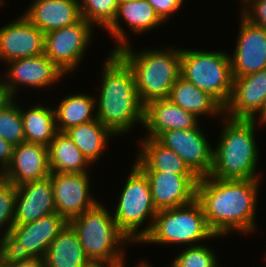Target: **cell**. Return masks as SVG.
<instances>
[{
    "instance_id": "obj_1",
    "label": "cell",
    "mask_w": 266,
    "mask_h": 267,
    "mask_svg": "<svg viewBox=\"0 0 266 267\" xmlns=\"http://www.w3.org/2000/svg\"><path fill=\"white\" fill-rule=\"evenodd\" d=\"M260 179L221 180L199 177L196 200L201 204L210 230L225 236L234 230L255 232V216Z\"/></svg>"
},
{
    "instance_id": "obj_2",
    "label": "cell",
    "mask_w": 266,
    "mask_h": 267,
    "mask_svg": "<svg viewBox=\"0 0 266 267\" xmlns=\"http://www.w3.org/2000/svg\"><path fill=\"white\" fill-rule=\"evenodd\" d=\"M102 69V86L96 98L97 119L114 135L128 133L136 122L143 125L144 105L132 68L117 52L111 51Z\"/></svg>"
},
{
    "instance_id": "obj_3",
    "label": "cell",
    "mask_w": 266,
    "mask_h": 267,
    "mask_svg": "<svg viewBox=\"0 0 266 267\" xmlns=\"http://www.w3.org/2000/svg\"><path fill=\"white\" fill-rule=\"evenodd\" d=\"M224 117V128L213 152V166L209 176L221 180L260 179L256 172L259 152L254 137L255 126L262 125L261 120Z\"/></svg>"
},
{
    "instance_id": "obj_4",
    "label": "cell",
    "mask_w": 266,
    "mask_h": 267,
    "mask_svg": "<svg viewBox=\"0 0 266 267\" xmlns=\"http://www.w3.org/2000/svg\"><path fill=\"white\" fill-rule=\"evenodd\" d=\"M130 44L117 53L132 68L141 103L168 98L171 88L181 76V49L133 51Z\"/></svg>"
},
{
    "instance_id": "obj_5",
    "label": "cell",
    "mask_w": 266,
    "mask_h": 267,
    "mask_svg": "<svg viewBox=\"0 0 266 267\" xmlns=\"http://www.w3.org/2000/svg\"><path fill=\"white\" fill-rule=\"evenodd\" d=\"M107 210L99 202L69 223L76 230L90 260L121 261L126 253L124 247L130 240L119 230L113 214Z\"/></svg>"
},
{
    "instance_id": "obj_6",
    "label": "cell",
    "mask_w": 266,
    "mask_h": 267,
    "mask_svg": "<svg viewBox=\"0 0 266 267\" xmlns=\"http://www.w3.org/2000/svg\"><path fill=\"white\" fill-rule=\"evenodd\" d=\"M214 237L221 236L210 230L202 206L195 199L184 206L158 211L151 230L139 243L185 244L189 247Z\"/></svg>"
},
{
    "instance_id": "obj_7",
    "label": "cell",
    "mask_w": 266,
    "mask_h": 267,
    "mask_svg": "<svg viewBox=\"0 0 266 267\" xmlns=\"http://www.w3.org/2000/svg\"><path fill=\"white\" fill-rule=\"evenodd\" d=\"M131 169L113 217L117 227L130 243H139L151 230L158 211L152 201L147 176L135 163ZM147 217L152 223L142 229L141 225H144Z\"/></svg>"
},
{
    "instance_id": "obj_8",
    "label": "cell",
    "mask_w": 266,
    "mask_h": 267,
    "mask_svg": "<svg viewBox=\"0 0 266 267\" xmlns=\"http://www.w3.org/2000/svg\"><path fill=\"white\" fill-rule=\"evenodd\" d=\"M181 76L209 93L223 107L232 91L230 55L225 51L181 49Z\"/></svg>"
},
{
    "instance_id": "obj_9",
    "label": "cell",
    "mask_w": 266,
    "mask_h": 267,
    "mask_svg": "<svg viewBox=\"0 0 266 267\" xmlns=\"http://www.w3.org/2000/svg\"><path fill=\"white\" fill-rule=\"evenodd\" d=\"M68 222L57 212L22 225H13L5 239V253L14 257L44 258L48 247Z\"/></svg>"
},
{
    "instance_id": "obj_10",
    "label": "cell",
    "mask_w": 266,
    "mask_h": 267,
    "mask_svg": "<svg viewBox=\"0 0 266 267\" xmlns=\"http://www.w3.org/2000/svg\"><path fill=\"white\" fill-rule=\"evenodd\" d=\"M93 25L78 22L45 34L44 54L66 75L76 69L91 43Z\"/></svg>"
},
{
    "instance_id": "obj_11",
    "label": "cell",
    "mask_w": 266,
    "mask_h": 267,
    "mask_svg": "<svg viewBox=\"0 0 266 267\" xmlns=\"http://www.w3.org/2000/svg\"><path fill=\"white\" fill-rule=\"evenodd\" d=\"M156 139L173 150L198 177L210 174L214 149L200 125L192 129L164 131Z\"/></svg>"
},
{
    "instance_id": "obj_12",
    "label": "cell",
    "mask_w": 266,
    "mask_h": 267,
    "mask_svg": "<svg viewBox=\"0 0 266 267\" xmlns=\"http://www.w3.org/2000/svg\"><path fill=\"white\" fill-rule=\"evenodd\" d=\"M56 212L67 222L99 201L90 193L89 173H50Z\"/></svg>"
},
{
    "instance_id": "obj_13",
    "label": "cell",
    "mask_w": 266,
    "mask_h": 267,
    "mask_svg": "<svg viewBox=\"0 0 266 267\" xmlns=\"http://www.w3.org/2000/svg\"><path fill=\"white\" fill-rule=\"evenodd\" d=\"M224 115L232 119H257L258 116L259 120L266 115V69L233 77Z\"/></svg>"
},
{
    "instance_id": "obj_14",
    "label": "cell",
    "mask_w": 266,
    "mask_h": 267,
    "mask_svg": "<svg viewBox=\"0 0 266 267\" xmlns=\"http://www.w3.org/2000/svg\"><path fill=\"white\" fill-rule=\"evenodd\" d=\"M236 47L231 59L232 77L246 76L266 69V29L242 14Z\"/></svg>"
},
{
    "instance_id": "obj_15",
    "label": "cell",
    "mask_w": 266,
    "mask_h": 267,
    "mask_svg": "<svg viewBox=\"0 0 266 267\" xmlns=\"http://www.w3.org/2000/svg\"><path fill=\"white\" fill-rule=\"evenodd\" d=\"M147 176L152 201L157 211L180 207L196 199V174L143 171Z\"/></svg>"
},
{
    "instance_id": "obj_16",
    "label": "cell",
    "mask_w": 266,
    "mask_h": 267,
    "mask_svg": "<svg viewBox=\"0 0 266 267\" xmlns=\"http://www.w3.org/2000/svg\"><path fill=\"white\" fill-rule=\"evenodd\" d=\"M17 18L0 28V60L6 63L44 54L45 34L23 14Z\"/></svg>"
},
{
    "instance_id": "obj_17",
    "label": "cell",
    "mask_w": 266,
    "mask_h": 267,
    "mask_svg": "<svg viewBox=\"0 0 266 267\" xmlns=\"http://www.w3.org/2000/svg\"><path fill=\"white\" fill-rule=\"evenodd\" d=\"M5 65H9L5 82L16 99L19 85L41 89L55 84L65 75L45 54L14 59Z\"/></svg>"
},
{
    "instance_id": "obj_18",
    "label": "cell",
    "mask_w": 266,
    "mask_h": 267,
    "mask_svg": "<svg viewBox=\"0 0 266 267\" xmlns=\"http://www.w3.org/2000/svg\"><path fill=\"white\" fill-rule=\"evenodd\" d=\"M56 212L50 176L16 186L14 225L33 222Z\"/></svg>"
},
{
    "instance_id": "obj_19",
    "label": "cell",
    "mask_w": 266,
    "mask_h": 267,
    "mask_svg": "<svg viewBox=\"0 0 266 267\" xmlns=\"http://www.w3.org/2000/svg\"><path fill=\"white\" fill-rule=\"evenodd\" d=\"M50 173L48 147L24 142L14 146L12 161L0 176L18 186L44 179Z\"/></svg>"
},
{
    "instance_id": "obj_20",
    "label": "cell",
    "mask_w": 266,
    "mask_h": 267,
    "mask_svg": "<svg viewBox=\"0 0 266 267\" xmlns=\"http://www.w3.org/2000/svg\"><path fill=\"white\" fill-rule=\"evenodd\" d=\"M124 20L129 30L134 33H145L159 24H164L147 0H129L119 3L113 22L105 29L115 38L116 46L113 52L128 45L127 32L121 27L120 20Z\"/></svg>"
},
{
    "instance_id": "obj_21",
    "label": "cell",
    "mask_w": 266,
    "mask_h": 267,
    "mask_svg": "<svg viewBox=\"0 0 266 267\" xmlns=\"http://www.w3.org/2000/svg\"><path fill=\"white\" fill-rule=\"evenodd\" d=\"M198 119L168 98L150 101L144 106L143 127L148 130L145 137L157 138L164 131L195 128Z\"/></svg>"
},
{
    "instance_id": "obj_22",
    "label": "cell",
    "mask_w": 266,
    "mask_h": 267,
    "mask_svg": "<svg viewBox=\"0 0 266 267\" xmlns=\"http://www.w3.org/2000/svg\"><path fill=\"white\" fill-rule=\"evenodd\" d=\"M24 16L44 34L82 18L78 0H34Z\"/></svg>"
},
{
    "instance_id": "obj_23",
    "label": "cell",
    "mask_w": 266,
    "mask_h": 267,
    "mask_svg": "<svg viewBox=\"0 0 266 267\" xmlns=\"http://www.w3.org/2000/svg\"><path fill=\"white\" fill-rule=\"evenodd\" d=\"M140 147L134 163L142 171L195 174L173 150L162 145L156 138H143Z\"/></svg>"
},
{
    "instance_id": "obj_24",
    "label": "cell",
    "mask_w": 266,
    "mask_h": 267,
    "mask_svg": "<svg viewBox=\"0 0 266 267\" xmlns=\"http://www.w3.org/2000/svg\"><path fill=\"white\" fill-rule=\"evenodd\" d=\"M43 259L45 267H84L90 261L69 222L53 239Z\"/></svg>"
},
{
    "instance_id": "obj_25",
    "label": "cell",
    "mask_w": 266,
    "mask_h": 267,
    "mask_svg": "<svg viewBox=\"0 0 266 267\" xmlns=\"http://www.w3.org/2000/svg\"><path fill=\"white\" fill-rule=\"evenodd\" d=\"M168 99L197 118L201 115L215 118L224 114V107L213 96L182 76L172 86Z\"/></svg>"
},
{
    "instance_id": "obj_26",
    "label": "cell",
    "mask_w": 266,
    "mask_h": 267,
    "mask_svg": "<svg viewBox=\"0 0 266 267\" xmlns=\"http://www.w3.org/2000/svg\"><path fill=\"white\" fill-rule=\"evenodd\" d=\"M48 157L51 173H88L87 166L92 165L65 132L51 141Z\"/></svg>"
},
{
    "instance_id": "obj_27",
    "label": "cell",
    "mask_w": 266,
    "mask_h": 267,
    "mask_svg": "<svg viewBox=\"0 0 266 267\" xmlns=\"http://www.w3.org/2000/svg\"><path fill=\"white\" fill-rule=\"evenodd\" d=\"M20 112L25 142L48 147L58 133L54 108L36 104L26 111L20 108Z\"/></svg>"
},
{
    "instance_id": "obj_28",
    "label": "cell",
    "mask_w": 266,
    "mask_h": 267,
    "mask_svg": "<svg viewBox=\"0 0 266 267\" xmlns=\"http://www.w3.org/2000/svg\"><path fill=\"white\" fill-rule=\"evenodd\" d=\"M54 109L58 132H65L71 127L85 124L97 119L96 97L89 94H73L63 97Z\"/></svg>"
},
{
    "instance_id": "obj_29",
    "label": "cell",
    "mask_w": 266,
    "mask_h": 267,
    "mask_svg": "<svg viewBox=\"0 0 266 267\" xmlns=\"http://www.w3.org/2000/svg\"><path fill=\"white\" fill-rule=\"evenodd\" d=\"M65 133L91 164L99 160L109 136L114 135L98 119L71 127Z\"/></svg>"
},
{
    "instance_id": "obj_30",
    "label": "cell",
    "mask_w": 266,
    "mask_h": 267,
    "mask_svg": "<svg viewBox=\"0 0 266 267\" xmlns=\"http://www.w3.org/2000/svg\"><path fill=\"white\" fill-rule=\"evenodd\" d=\"M117 6L116 0H81V17L93 26L97 24L106 29L115 18Z\"/></svg>"
},
{
    "instance_id": "obj_31",
    "label": "cell",
    "mask_w": 266,
    "mask_h": 267,
    "mask_svg": "<svg viewBox=\"0 0 266 267\" xmlns=\"http://www.w3.org/2000/svg\"><path fill=\"white\" fill-rule=\"evenodd\" d=\"M15 202L16 186L0 176V230L4 229L0 238V254L5 251V239L14 225Z\"/></svg>"
},
{
    "instance_id": "obj_32",
    "label": "cell",
    "mask_w": 266,
    "mask_h": 267,
    "mask_svg": "<svg viewBox=\"0 0 266 267\" xmlns=\"http://www.w3.org/2000/svg\"><path fill=\"white\" fill-rule=\"evenodd\" d=\"M13 100L0 110V137L14 146L25 142L20 107Z\"/></svg>"
},
{
    "instance_id": "obj_33",
    "label": "cell",
    "mask_w": 266,
    "mask_h": 267,
    "mask_svg": "<svg viewBox=\"0 0 266 267\" xmlns=\"http://www.w3.org/2000/svg\"><path fill=\"white\" fill-rule=\"evenodd\" d=\"M169 267H219L215 252L204 244L183 248Z\"/></svg>"
},
{
    "instance_id": "obj_34",
    "label": "cell",
    "mask_w": 266,
    "mask_h": 267,
    "mask_svg": "<svg viewBox=\"0 0 266 267\" xmlns=\"http://www.w3.org/2000/svg\"><path fill=\"white\" fill-rule=\"evenodd\" d=\"M241 3V14L252 23L266 29V0H241Z\"/></svg>"
},
{
    "instance_id": "obj_35",
    "label": "cell",
    "mask_w": 266,
    "mask_h": 267,
    "mask_svg": "<svg viewBox=\"0 0 266 267\" xmlns=\"http://www.w3.org/2000/svg\"><path fill=\"white\" fill-rule=\"evenodd\" d=\"M163 22L182 7L184 0H147Z\"/></svg>"
},
{
    "instance_id": "obj_36",
    "label": "cell",
    "mask_w": 266,
    "mask_h": 267,
    "mask_svg": "<svg viewBox=\"0 0 266 267\" xmlns=\"http://www.w3.org/2000/svg\"><path fill=\"white\" fill-rule=\"evenodd\" d=\"M14 145L0 137V175L12 161Z\"/></svg>"
},
{
    "instance_id": "obj_37",
    "label": "cell",
    "mask_w": 266,
    "mask_h": 267,
    "mask_svg": "<svg viewBox=\"0 0 266 267\" xmlns=\"http://www.w3.org/2000/svg\"><path fill=\"white\" fill-rule=\"evenodd\" d=\"M11 267H45L43 258L11 256Z\"/></svg>"
},
{
    "instance_id": "obj_38",
    "label": "cell",
    "mask_w": 266,
    "mask_h": 267,
    "mask_svg": "<svg viewBox=\"0 0 266 267\" xmlns=\"http://www.w3.org/2000/svg\"><path fill=\"white\" fill-rule=\"evenodd\" d=\"M3 78L5 77L0 78V110L9 105L15 99Z\"/></svg>"
},
{
    "instance_id": "obj_39",
    "label": "cell",
    "mask_w": 266,
    "mask_h": 267,
    "mask_svg": "<svg viewBox=\"0 0 266 267\" xmlns=\"http://www.w3.org/2000/svg\"><path fill=\"white\" fill-rule=\"evenodd\" d=\"M120 261H94L90 260L84 267H119Z\"/></svg>"
},
{
    "instance_id": "obj_40",
    "label": "cell",
    "mask_w": 266,
    "mask_h": 267,
    "mask_svg": "<svg viewBox=\"0 0 266 267\" xmlns=\"http://www.w3.org/2000/svg\"><path fill=\"white\" fill-rule=\"evenodd\" d=\"M0 267H11V256L5 252L0 254Z\"/></svg>"
},
{
    "instance_id": "obj_41",
    "label": "cell",
    "mask_w": 266,
    "mask_h": 267,
    "mask_svg": "<svg viewBox=\"0 0 266 267\" xmlns=\"http://www.w3.org/2000/svg\"><path fill=\"white\" fill-rule=\"evenodd\" d=\"M126 260L125 259H122L120 262H119V267H125V262ZM134 267H152V266H149L148 263L144 260V261H141L140 263H138L136 266Z\"/></svg>"
},
{
    "instance_id": "obj_42",
    "label": "cell",
    "mask_w": 266,
    "mask_h": 267,
    "mask_svg": "<svg viewBox=\"0 0 266 267\" xmlns=\"http://www.w3.org/2000/svg\"><path fill=\"white\" fill-rule=\"evenodd\" d=\"M262 124H266V115L261 119Z\"/></svg>"
},
{
    "instance_id": "obj_43",
    "label": "cell",
    "mask_w": 266,
    "mask_h": 267,
    "mask_svg": "<svg viewBox=\"0 0 266 267\" xmlns=\"http://www.w3.org/2000/svg\"><path fill=\"white\" fill-rule=\"evenodd\" d=\"M116 1L119 4V3L126 2V1H129V0H116Z\"/></svg>"
},
{
    "instance_id": "obj_44",
    "label": "cell",
    "mask_w": 266,
    "mask_h": 267,
    "mask_svg": "<svg viewBox=\"0 0 266 267\" xmlns=\"http://www.w3.org/2000/svg\"><path fill=\"white\" fill-rule=\"evenodd\" d=\"M5 1L4 0H0V5H4Z\"/></svg>"
}]
</instances>
